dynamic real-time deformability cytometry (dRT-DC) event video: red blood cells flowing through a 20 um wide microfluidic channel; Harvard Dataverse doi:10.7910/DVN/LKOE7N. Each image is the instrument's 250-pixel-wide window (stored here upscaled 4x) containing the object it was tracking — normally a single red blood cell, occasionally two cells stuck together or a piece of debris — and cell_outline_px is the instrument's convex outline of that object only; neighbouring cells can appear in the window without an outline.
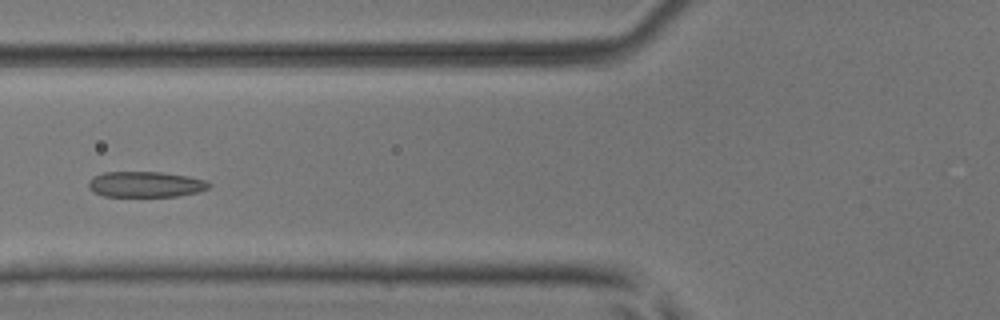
{"species": "common noctule bat (a hibernating species)", "species_latin": "Nyctalus noctula", "temperature_condition": "room temperature", "stored_images_in_passage": 7, "camera_frame_rate_fps": 3000, "um_per_image_px": 0.085, "animal": {"sex": "male", "body_mass_g": 17.9, "forearm_length_mm": 54.2}, "frame": {"image": 1, "passage_image": 6, "time_ms": 1.667, "image_size_px": [1000, 320], "cell_outline_px": [[212, 184], [208, 188], [196, 192], [176, 196], [104, 196], [92, 192], [88, 188], [88, 180], [92, 176], [104, 172], [160, 172], [188, 176], [204, 180]], "centroid_in_image_um": [12.31, 15.66], "position_along_channel_um": 113.5, "area_um2": 18.03}}
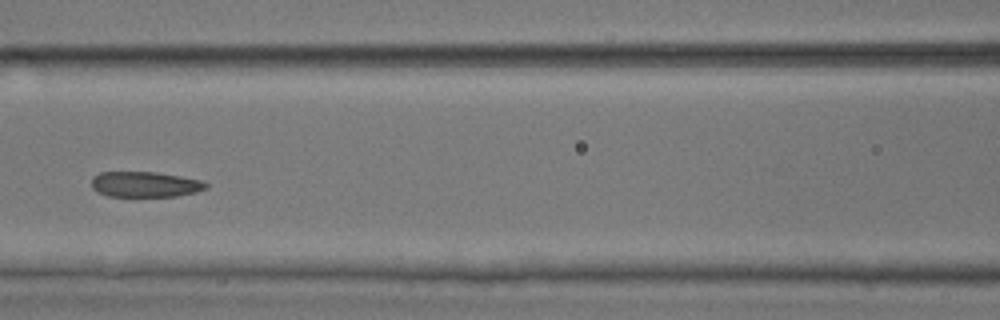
{"frame": {"image": 2, "passage_image": 7, "time_ms": 2.0, "image_size_px": [1000, 320], "cell_outline_px": [[208, 188], [196, 192], [176, 196], [132, 200], [108, 196], [92, 188], [92, 176], [100, 172], [156, 172], [180, 176], [200, 180], [208, 184]], "centroid_in_image_um": [12.31, 15.72], "position_along_channel_um": 154.3, "area_um2": 17.92}}